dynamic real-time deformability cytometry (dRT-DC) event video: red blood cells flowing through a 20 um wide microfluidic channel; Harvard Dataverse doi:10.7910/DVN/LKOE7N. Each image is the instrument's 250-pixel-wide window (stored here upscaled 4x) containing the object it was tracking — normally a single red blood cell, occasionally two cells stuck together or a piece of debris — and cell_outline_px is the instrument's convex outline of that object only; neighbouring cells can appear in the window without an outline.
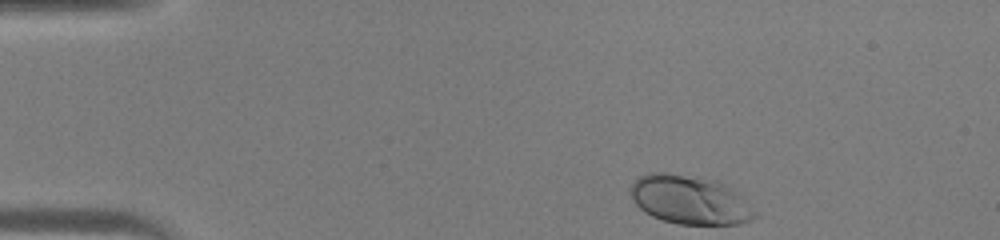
{"species": "human", "species_latin": "Homo sapiens", "temperature_condition": "warm", "stored_images_in_passage": 35, "camera_frame_rate_fps": 3000, "um_per_image_px": 0.085, "donor": {"sex": "male"}, "frame": {"image": 1, "passage_image": 1, "time_ms": 0.0, "image_size_px": [1000, 240], "cell_outline_px": [[760, 216], [752, 220], [740, 224], [680, 224], [664, 220], [652, 216], [644, 212], [632, 200], [628, 192], [628, 188], [640, 176], [648, 172], [668, 172], [720, 180], [732, 188]], "centroid_in_image_um": [58.62, 16.97], "position_along_channel_um": 26.4, "area_um2": 35.78}}
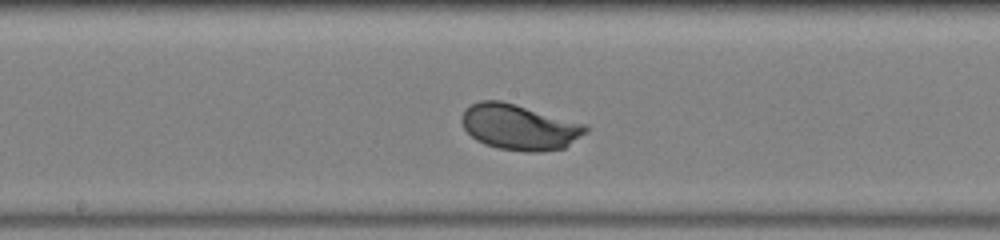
{"frame": {"image": 2, "passage_image": 18, "time_ms": 5.667, "image_size_px": [1000, 240], "cell_outline_px": [[588, 132], [564, 148], [540, 152], [524, 152], [496, 148], [484, 144], [476, 140], [464, 128], [460, 120], [464, 108], [480, 100], [500, 100], [588, 124]], "centroid_in_image_um": [44.15, 10.81], "position_along_channel_um": 204.0, "area_um2": 33.29}}
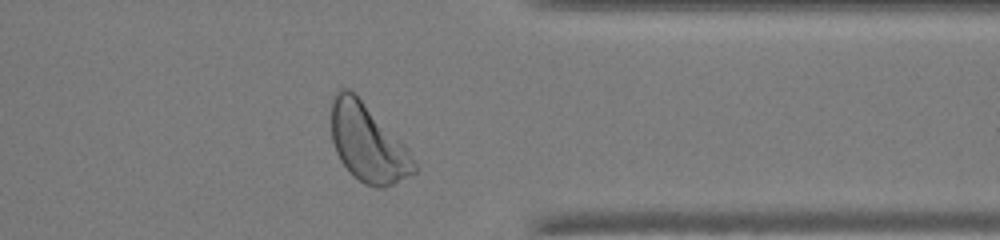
{"frame": {"image": 3, "passage_image": 30, "time_ms": 9.667, "image_size_px": [1000, 240], "cell_outline_px": [[420, 168], [416, 172], [384, 188], [376, 188], [364, 184], [340, 160], [336, 152], [332, 140], [332, 100], [336, 92], [340, 88], [348, 88], [408, 148]], "centroid_in_image_um": [31.29, 12.2], "position_along_channel_um": 380.1, "area_um2": 36.76}}